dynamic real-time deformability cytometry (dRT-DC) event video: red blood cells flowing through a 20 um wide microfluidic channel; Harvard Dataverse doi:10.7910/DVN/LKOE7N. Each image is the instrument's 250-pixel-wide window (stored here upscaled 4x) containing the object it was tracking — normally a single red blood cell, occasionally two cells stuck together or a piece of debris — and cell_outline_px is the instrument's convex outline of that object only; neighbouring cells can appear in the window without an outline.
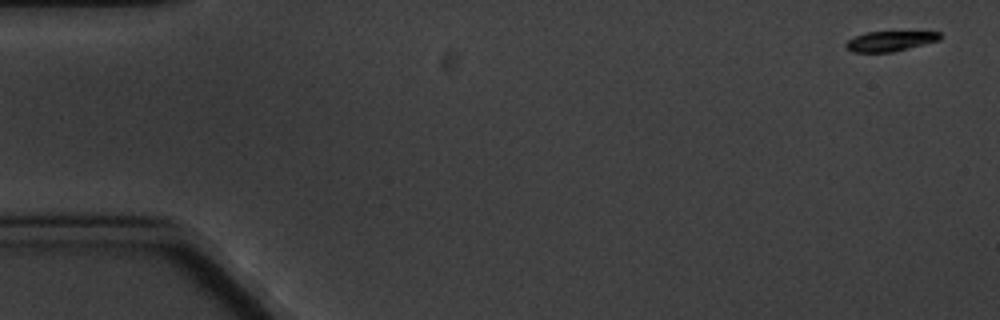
{"species": "common noctule bat (a hibernating species)", "species_latin": "Nyctalus noctula", "temperature_condition": "cold", "stored_images_in_passage": 8, "camera_frame_rate_fps": 3000, "um_per_image_px": 0.085, "animal": {"sex": "male", "body_mass_g": 20.1, "forearm_length_mm": 53.5}, "frame": {"image": 1, "passage_image": 1, "time_ms": 0.0, "image_size_px": [1000, 320], "cell_outline_px": [[940, 40], [892, 52], [852, 52], [844, 44], [848, 40], [864, 32], [940, 32]], "centroid_in_image_um": [75.62, 3.5], "position_along_channel_um": 9.4, "area_um2": 10.81}}
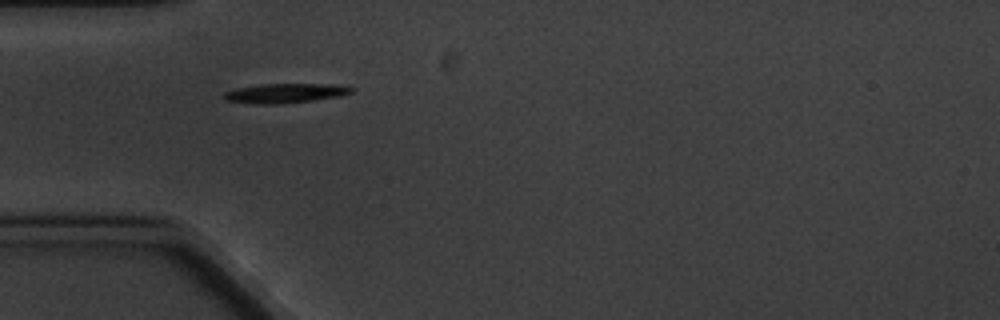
{"frame": {"image": 2, "passage_image": 5, "time_ms": 5.333, "image_size_px": [1000, 320], "cell_outline_px": [[352, 92], [340, 96], [312, 100], [280, 104], [252, 104], [228, 100], [224, 96], [224, 92], [236, 88], [260, 84], [332, 84], [352, 88]], "centroid_in_image_um": [24.2, 7.92], "position_along_channel_um": 60.8, "area_um2": 14.28}}
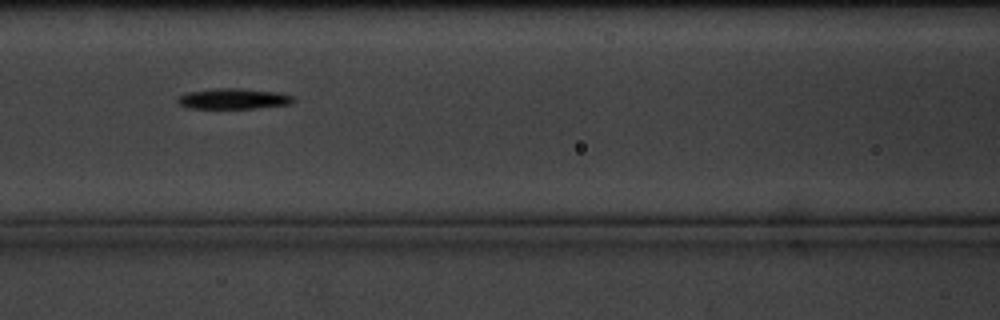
{"frame": {"image": 3, "passage_image": 7, "time_ms": 8.0, "image_size_px": [1000, 320], "cell_outline_px": [[296, 100], [292, 104], [256, 108], [188, 108], [180, 104], [176, 100], [180, 96], [188, 92], [216, 88], [240, 88], [276, 92], [292, 96]], "centroid_in_image_um": [19.87, 8.39], "position_along_channel_um": 146.7, "area_um2": 13.81}}